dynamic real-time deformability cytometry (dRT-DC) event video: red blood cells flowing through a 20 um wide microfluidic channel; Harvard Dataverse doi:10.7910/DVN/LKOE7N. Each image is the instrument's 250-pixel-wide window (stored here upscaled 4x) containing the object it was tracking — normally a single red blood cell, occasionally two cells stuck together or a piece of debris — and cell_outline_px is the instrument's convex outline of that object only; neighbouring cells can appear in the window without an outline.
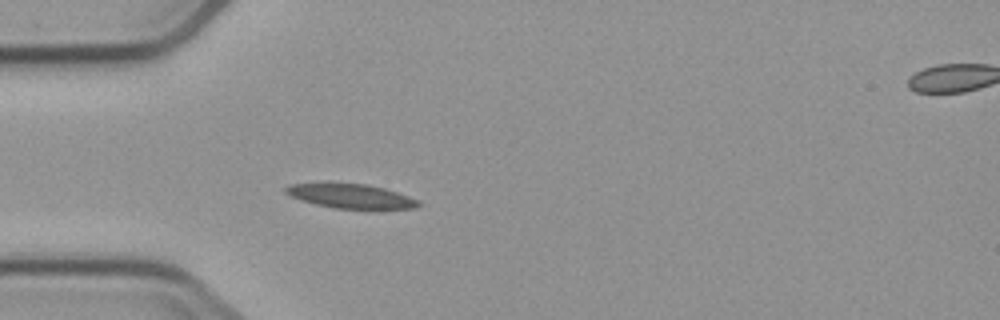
{"species": "common noctule bat (a hibernating species)", "species_latin": "Nyctalus noctula", "temperature_condition": "cold", "stored_images_in_passage": 4, "segment_of_instrument_passage": [1, 2], "camera_frame_rate_fps": 3000, "um_per_image_px": 0.085, "animal": {"sex": "male", "body_mass_g": 23.1, "forearm_length_mm": 52.7}, "frame": {"image": 1, "passage_image": 3, "time_ms": 3.333, "image_size_px": [1000, 320], "cell_outline_px": [[424, 204], [416, 208], [332, 208], [300, 200], [284, 192], [284, 188], [292, 184], [328, 180], [368, 184], [384, 188], [420, 200]], "centroid_in_image_um": [29.76, 16.61], "position_along_channel_um": 55.2, "area_um2": 19.48}}